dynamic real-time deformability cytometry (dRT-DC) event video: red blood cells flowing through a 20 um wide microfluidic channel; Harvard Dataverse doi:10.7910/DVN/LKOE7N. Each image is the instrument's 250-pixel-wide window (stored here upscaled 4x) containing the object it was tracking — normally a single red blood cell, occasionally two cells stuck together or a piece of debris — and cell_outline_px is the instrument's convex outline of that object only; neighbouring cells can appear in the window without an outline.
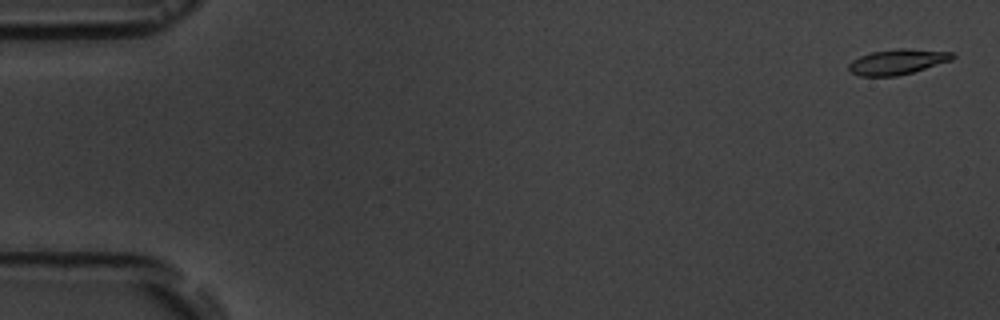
{"species": "common noctule bat (a hibernating species)", "species_latin": "Nyctalus noctula", "temperature_condition": "room temperature", "stored_images_in_passage": 4, "camera_frame_rate_fps": 3000, "um_per_image_px": 0.085, "animal": {"sex": "male", "body_mass_g": 19.5, "forearm_length_mm": 54.6}, "frame": {"image": 1, "passage_image": 1, "time_ms": 0.0, "image_size_px": [1000, 320], "cell_outline_px": [[956, 56], [952, 60], [912, 72], [896, 76], [860, 76], [852, 72], [848, 68], [848, 64], [852, 60], [860, 56], [872, 52], [896, 48], [908, 48], [952, 52]], "centroid_in_image_um": [76.29, 5.24], "position_along_channel_um": 8.7, "area_um2": 15.26}}